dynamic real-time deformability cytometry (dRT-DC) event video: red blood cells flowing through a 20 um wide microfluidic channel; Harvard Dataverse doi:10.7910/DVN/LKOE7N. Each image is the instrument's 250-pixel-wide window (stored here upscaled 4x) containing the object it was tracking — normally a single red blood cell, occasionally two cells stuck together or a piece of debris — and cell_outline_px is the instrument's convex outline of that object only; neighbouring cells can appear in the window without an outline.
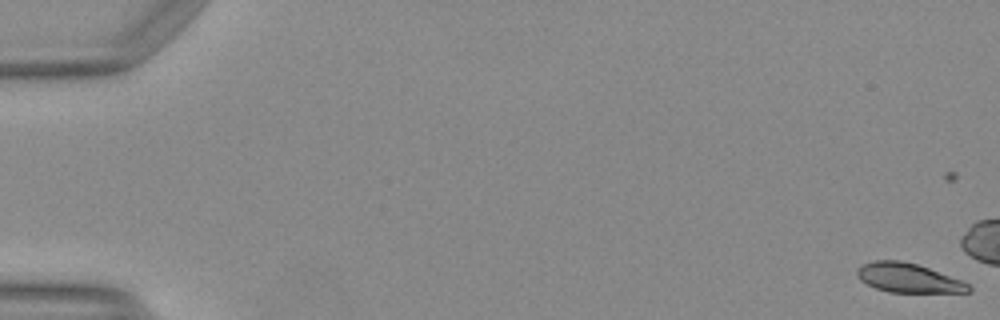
{"species": "Egyptian fruit bat (a non-hibernating species)", "species_latin": "Rousettus aegyptiacus", "temperature_condition": "warm", "stored_images_in_passage": 20, "camera_frame_rate_fps": 3000, "um_per_image_px": 0.085, "animal": {"sex": "female"}, "frame": {"image": 1, "passage_image": 2, "time_ms": 0.333, "image_size_px": [1000, 320], "cell_outline_px": [[972, 292], [888, 292], [876, 288], [860, 280], [856, 276], [856, 268], [864, 264], [876, 260], [900, 260], [916, 264], [928, 268], [972, 284]], "centroid_in_image_um": [77.21, 23.63], "position_along_channel_um": 7.8, "area_um2": 18.96}}